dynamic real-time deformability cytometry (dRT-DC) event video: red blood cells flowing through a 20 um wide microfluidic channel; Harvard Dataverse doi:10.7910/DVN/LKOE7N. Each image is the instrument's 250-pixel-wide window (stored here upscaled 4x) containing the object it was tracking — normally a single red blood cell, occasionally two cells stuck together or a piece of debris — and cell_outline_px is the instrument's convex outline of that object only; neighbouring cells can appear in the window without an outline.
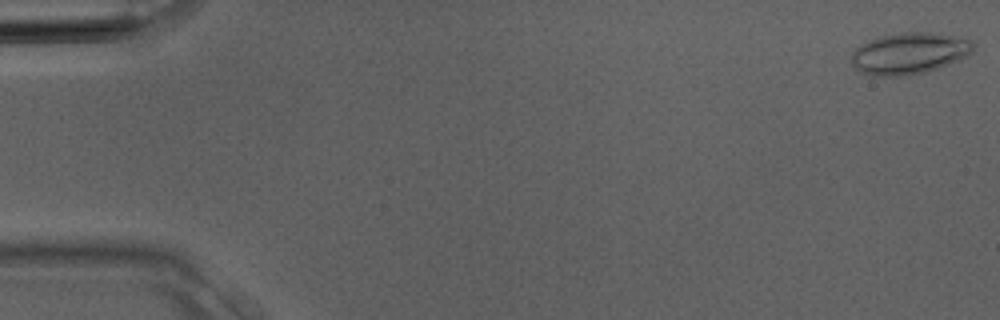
{"species": "Egyptian fruit bat (a non-hibernating species)", "species_latin": "Rousettus aegyptiacus", "temperature_condition": "room temperature", "stored_images_in_passage": 4, "camera_frame_rate_fps": 3000, "um_per_image_px": 0.085, "animal": {"sex": "male"}, "frame": {"image": 1, "passage_image": 1, "time_ms": 0.0, "image_size_px": [1000, 320], "cell_outline_px": [[976, 44], [972, 52], [968, 56], [960, 60], [924, 72], [908, 76], [872, 76], [860, 72], [852, 64], [852, 52], [860, 44], [880, 36], [900, 32], [932, 32], [956, 36], [972, 40]], "centroid_in_image_um": [77.31, 4.53], "position_along_channel_um": 7.7, "area_um2": 29.77}}